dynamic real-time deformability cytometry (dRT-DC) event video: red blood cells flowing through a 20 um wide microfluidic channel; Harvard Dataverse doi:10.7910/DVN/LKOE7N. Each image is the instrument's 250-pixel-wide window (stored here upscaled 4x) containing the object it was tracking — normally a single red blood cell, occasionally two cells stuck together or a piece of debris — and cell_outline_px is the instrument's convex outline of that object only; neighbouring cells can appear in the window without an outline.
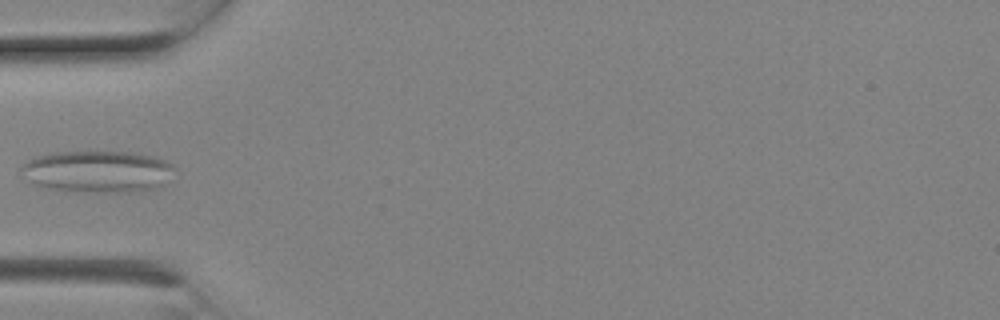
{"species": "Egyptian fruit bat (a non-hibernating species)", "species_latin": "Rousettus aegyptiacus", "temperature_condition": "room temperature", "stored_images_in_passage": 9, "camera_frame_rate_fps": 3000, "um_per_image_px": 0.085, "animal": {"sex": "female"}, "frame": {"image": 1, "passage_image": 6, "time_ms": 1.667, "image_size_px": [1000, 320], "cell_outline_px": [[176, 168], [156, 188], [128, 192], [72, 192], [44, 188], [32, 184], [20, 168], [28, 160], [36, 156], [56, 152], [140, 152], [156, 156], [172, 164]], "centroid_in_image_um": [8.27, 14.58], "position_along_channel_um": 76.7, "area_um2": 37.45}}